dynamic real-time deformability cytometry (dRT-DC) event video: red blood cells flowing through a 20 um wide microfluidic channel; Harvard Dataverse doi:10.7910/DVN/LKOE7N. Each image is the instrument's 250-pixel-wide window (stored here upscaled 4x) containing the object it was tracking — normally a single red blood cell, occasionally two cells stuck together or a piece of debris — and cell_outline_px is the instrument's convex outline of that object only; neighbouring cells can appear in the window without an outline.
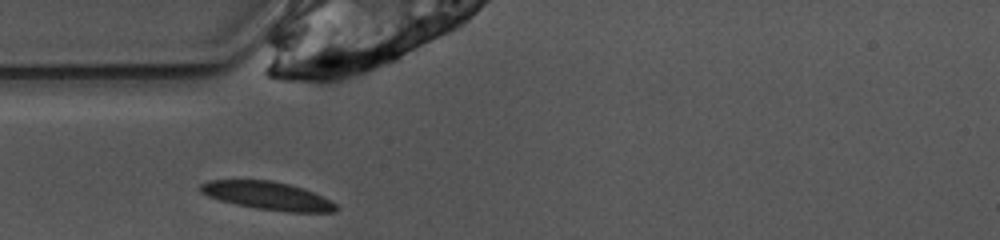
{"species": "common noctule bat (a hibernating species)", "species_latin": "Nyctalus noctula", "temperature_condition": "warm", "stored_images_in_passage": 25, "camera_frame_rate_fps": 3000, "um_per_image_px": 0.085, "animal": {"sex": "female", "body_mass_g": 10.0, "forearm_length_mm": 53.1}, "frame": {"image": 1, "passage_image": 1, "time_ms": 0.0, "image_size_px": [1000, 240], "cell_outline_px": [[340, 208], [336, 212], [288, 212], [256, 208], [236, 204], [220, 200], [208, 196], [200, 192], [200, 184], [208, 180], [272, 180], [304, 188], [324, 196], [332, 200]], "centroid_in_image_um": [22.8, 16.64], "position_along_channel_um": 62.2, "area_um2": 22.37}}
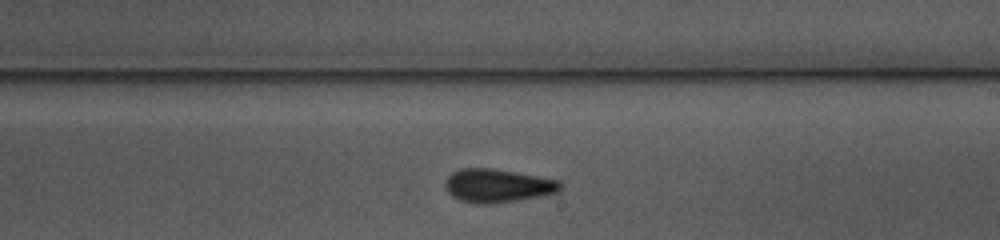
{"frame": {"image": 2, "passage_image": 15, "time_ms": 4.667, "image_size_px": [1000, 240], "cell_outline_px": [[564, 188], [560, 192], [540, 196], [492, 204], [476, 204], [460, 200], [452, 196], [444, 188], [444, 180], [452, 172], [464, 168], [492, 168], [560, 180], [564, 184]], "centroid_in_image_um": [42.31, 15.79], "position_along_channel_um": 246.7, "area_um2": 22.72}}
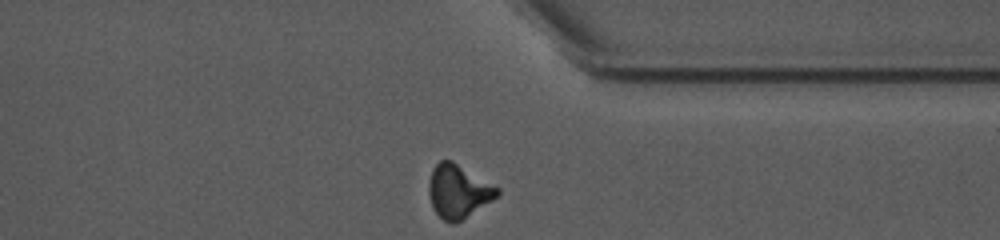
{"frame": {"image": 3, "passage_image": 25, "time_ms": 8.0, "image_size_px": [1000, 240], "cell_outline_px": [[500, 192], [492, 200], [456, 224], [452, 224], [444, 220], [432, 208], [428, 192], [428, 184], [432, 168], [440, 160], [452, 160], [500, 188]], "centroid_in_image_um": [38.93, 16.26], "position_along_channel_um": 372.5, "area_um2": 21.33}, "authors_computed_cell_mechanics": {"area_um2": 21.7328, "velocity_mm_per_s": 3.923, "shape_relaxation_time_tau1_ms": 3.6013, "shape_relaxation_time_tau2_ms": 2.758, "deformation_change_tau1": 0.1618, "deformation_change_tau2": 0.1022}}